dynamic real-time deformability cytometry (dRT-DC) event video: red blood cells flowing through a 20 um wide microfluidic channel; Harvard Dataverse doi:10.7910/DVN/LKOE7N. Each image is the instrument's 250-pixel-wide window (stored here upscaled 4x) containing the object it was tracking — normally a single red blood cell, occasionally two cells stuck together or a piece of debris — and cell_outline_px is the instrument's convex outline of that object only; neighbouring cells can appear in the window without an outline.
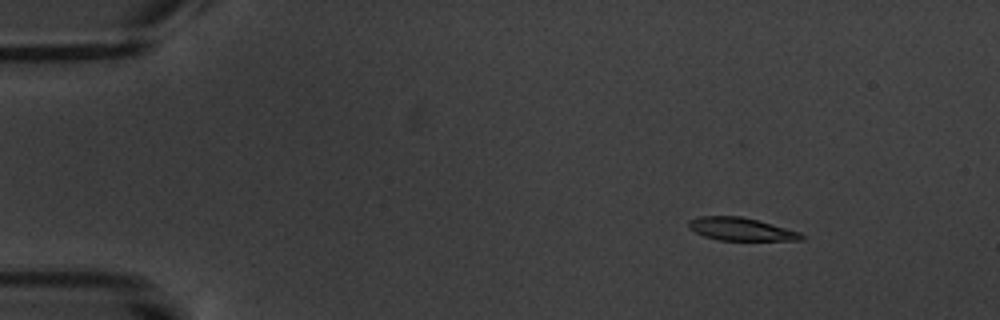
{"species": "common noctule bat (a hibernating species)", "species_latin": "Nyctalus noctula", "temperature_condition": "warm", "stored_images_in_passage": 5, "camera_frame_rate_fps": 3000, "um_per_image_px": 0.085, "animal": {"sex": "male", "body_mass_g": 20.1, "forearm_length_mm": 53.5}, "frame": {"image": 1, "passage_image": 2, "time_ms": 1.333, "image_size_px": [1000, 320], "cell_outline_px": [[804, 240], [720, 240], [704, 236], [688, 228], [688, 220], [700, 216], [740, 216], [756, 220], [800, 232], [804, 236]], "centroid_in_image_um": [62.95, 19.48], "position_along_channel_um": 22.1, "area_um2": 14.85}}
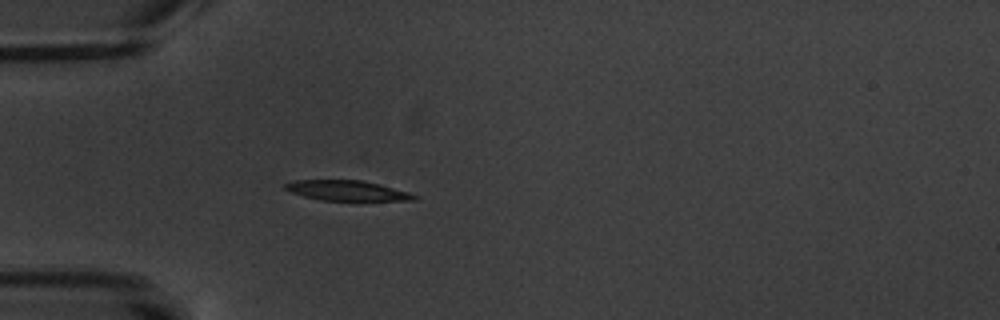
{"frame": {"image": 2, "passage_image": 5, "time_ms": 4.667, "image_size_px": [1000, 320], "cell_outline_px": [[420, 196], [416, 200], [320, 200], [304, 196], [292, 192], [284, 188], [284, 184], [296, 180], [364, 180], [380, 184], [408, 192]], "centroid_in_image_um": [29.52, 16.19], "position_along_channel_um": 55.5, "area_um2": 15.03}}